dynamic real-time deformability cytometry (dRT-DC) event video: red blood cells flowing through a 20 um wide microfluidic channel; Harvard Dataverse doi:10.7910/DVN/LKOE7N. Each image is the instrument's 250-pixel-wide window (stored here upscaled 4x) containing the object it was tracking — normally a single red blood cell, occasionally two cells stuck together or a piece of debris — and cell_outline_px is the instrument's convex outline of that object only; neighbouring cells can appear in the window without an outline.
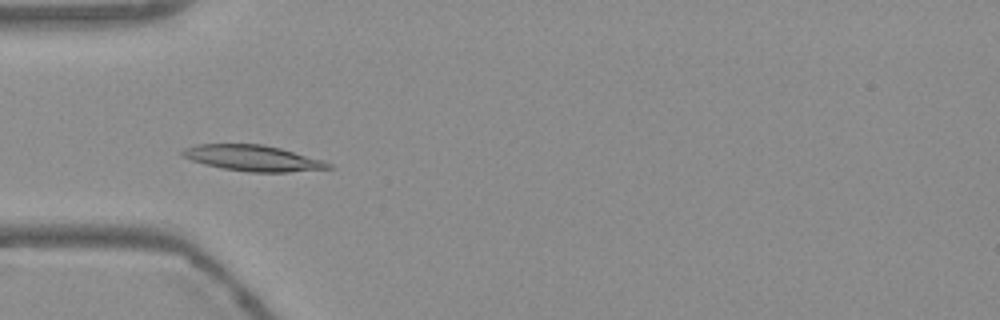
{"species": "Egyptian fruit bat (a non-hibernating species)", "species_latin": "Rousettus aegyptiacus", "temperature_condition": "warm", "stored_images_in_passage": 55, "camera_frame_rate_fps": 3000, "um_per_image_px": 0.085, "frame": {"image": 1, "passage_image": 17, "time_ms": 5.333, "image_size_px": [1000, 320], "cell_outline_px": [[332, 168], [288, 172], [248, 172], [224, 168], [204, 164], [192, 160], [184, 156], [180, 152], [184, 148], [196, 144], [264, 144], [280, 148], [324, 160], [332, 164]], "centroid_in_image_um": [21.51, 13.43], "position_along_channel_um": 63.5, "area_um2": 21.91}}
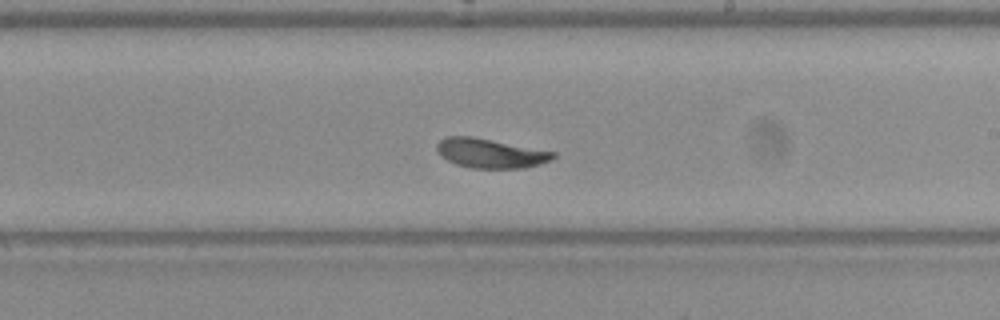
{"frame": {"image": 2, "passage_image": 32, "time_ms": 10.333, "image_size_px": [1000, 320], "cell_outline_px": [[556, 156], [552, 160], [540, 164], [524, 168], [472, 168], [456, 164], [440, 156], [436, 152], [436, 144], [444, 136], [472, 136], [556, 152]], "centroid_in_image_um": [41.66, 13.02], "position_along_channel_um": 247.3, "area_um2": 20.06}}
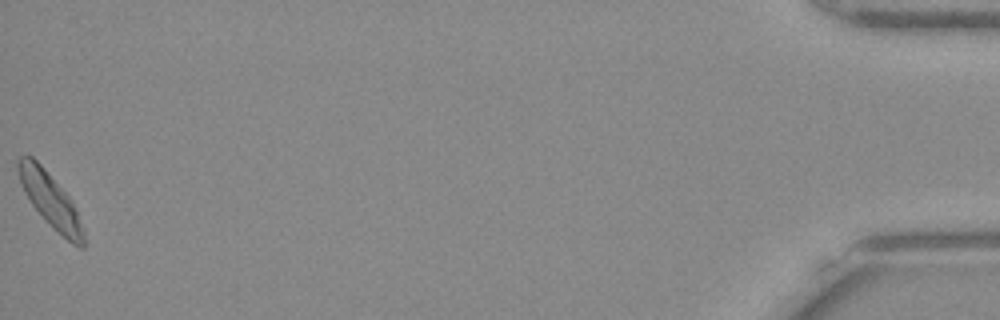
{"frame": {"image": 3, "passage_image": 55, "time_ms": 18.0, "image_size_px": [1000, 320], "cell_outline_px": [[84, 248], [80, 248], [72, 244], [52, 228], [32, 204], [24, 192], [20, 184], [16, 168], [16, 160], [20, 156], [32, 156], [44, 168], [72, 200], [76, 208], [84, 228]], "centroid_in_image_um": [4.28, 17.02], "position_along_channel_um": 430.9, "area_um2": 20.81}, "authors_computed_cell_mechanics": {"area_um2": 20.7502, "velocity_mm_per_s": 3.6997, "shape_relaxation_time_tau1_ms": 1.8331, "shape_relaxation_time_tau2_ms": 1.4181, "deformation_change_tau1": 0.1114, "deformation_change_tau2": 0.0686}}